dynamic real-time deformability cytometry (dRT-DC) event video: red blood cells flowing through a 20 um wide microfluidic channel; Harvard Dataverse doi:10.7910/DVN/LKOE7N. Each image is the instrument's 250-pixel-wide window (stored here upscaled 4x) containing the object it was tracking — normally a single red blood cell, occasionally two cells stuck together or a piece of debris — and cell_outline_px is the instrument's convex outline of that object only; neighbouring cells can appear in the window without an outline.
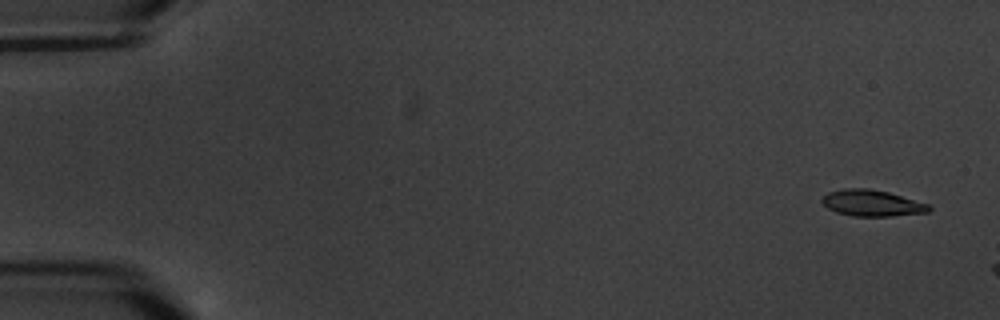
{"species": "common noctule bat (a hibernating species)", "species_latin": "Nyctalus noctula", "temperature_condition": "warm", "stored_images_in_passage": 3, "camera_frame_rate_fps": 3000, "um_per_image_px": 0.085, "animal": {"sex": "male", "body_mass_g": 20.1, "forearm_length_mm": 53.5}, "frame": {"image": 1, "passage_image": 1, "time_ms": 0.0, "image_size_px": [1000, 320], "cell_outline_px": [[932, 208], [928, 212], [892, 216], [852, 216], [836, 212], [828, 208], [820, 200], [828, 192], [844, 188], [868, 188], [888, 192], [928, 204]], "centroid_in_image_um": [74.1, 17.26], "position_along_channel_um": 10.9, "area_um2": 16.3}}